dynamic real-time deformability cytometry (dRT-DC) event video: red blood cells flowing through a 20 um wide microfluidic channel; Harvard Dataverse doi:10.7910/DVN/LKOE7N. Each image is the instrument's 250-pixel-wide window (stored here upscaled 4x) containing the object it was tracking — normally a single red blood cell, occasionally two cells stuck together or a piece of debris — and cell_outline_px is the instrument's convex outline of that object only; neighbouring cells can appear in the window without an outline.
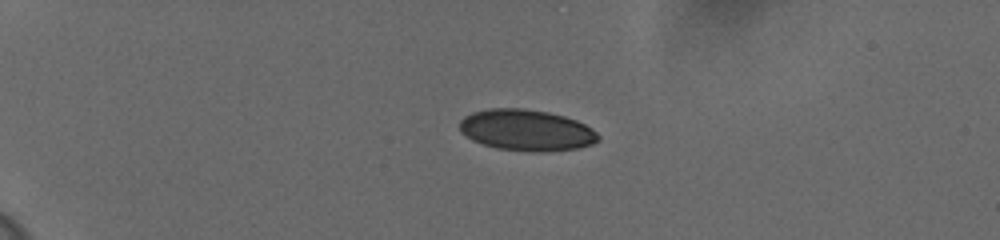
{"species": "human", "species_latin": "Homo sapiens", "temperature_condition": "cold", "stored_images_in_passage": 44, "camera_frame_rate_fps": 3000, "um_per_image_px": 0.085, "donor": {"sex": "female"}, "frame": {"image": 1, "passage_image": 1, "time_ms": 0.0, "image_size_px": [1000, 240], "cell_outline_px": [[600, 140], [592, 144], [576, 148], [544, 152], [528, 152], [496, 148], [472, 140], [460, 132], [460, 120], [464, 116], [472, 112], [488, 108], [524, 108], [548, 112], [564, 116], [576, 120], [592, 128], [600, 136]], "centroid_in_image_um": [44.74, 11.06], "position_along_channel_um": 40.3, "area_um2": 33.52}}
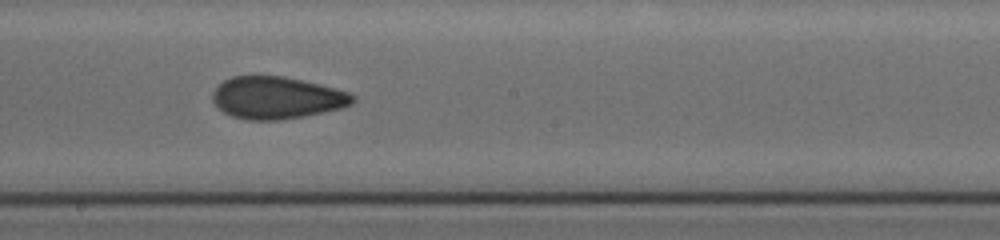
{"frame": {"image": 2, "passage_image": 22, "time_ms": 7.0, "image_size_px": [1000, 240], "cell_outline_px": [[356, 100], [352, 104], [340, 108], [324, 112], [304, 116], [280, 120], [248, 120], [232, 116], [216, 108], [212, 100], [212, 92], [224, 80], [232, 76], [284, 76], [320, 84], [336, 88], [348, 92], [356, 96]], "centroid_in_image_um": [23.52, 8.31], "position_along_channel_um": 224.7, "area_um2": 34.62}}
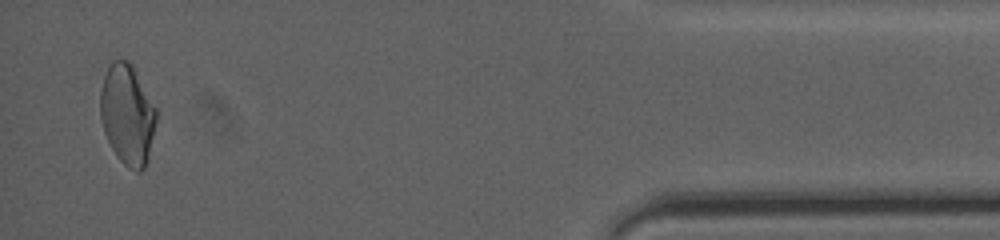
{"frame": {"image": 3, "passage_image": 43, "time_ms": 14.0, "image_size_px": [1000, 240], "cell_outline_px": [[156, 120], [148, 160], [144, 168], [140, 172], [136, 172], [128, 168], [116, 156], [104, 132], [100, 116], [100, 92], [104, 76], [112, 60], [128, 60], [132, 64], [156, 108]], "centroid_in_image_um": [10.82, 9.75], "position_along_channel_um": 424.4, "area_um2": 32.66}, "authors_computed_cell_mechanics": {"area_um2": 33.9286, "velocity_mm_per_s": 3.6407, "shape_relaxation_time_tau1_ms": null, "shape_relaxation_time_tau2_ms": 1.6825, "deformation_change_tau1": null, "deformation_change_tau2": 0.0765}}